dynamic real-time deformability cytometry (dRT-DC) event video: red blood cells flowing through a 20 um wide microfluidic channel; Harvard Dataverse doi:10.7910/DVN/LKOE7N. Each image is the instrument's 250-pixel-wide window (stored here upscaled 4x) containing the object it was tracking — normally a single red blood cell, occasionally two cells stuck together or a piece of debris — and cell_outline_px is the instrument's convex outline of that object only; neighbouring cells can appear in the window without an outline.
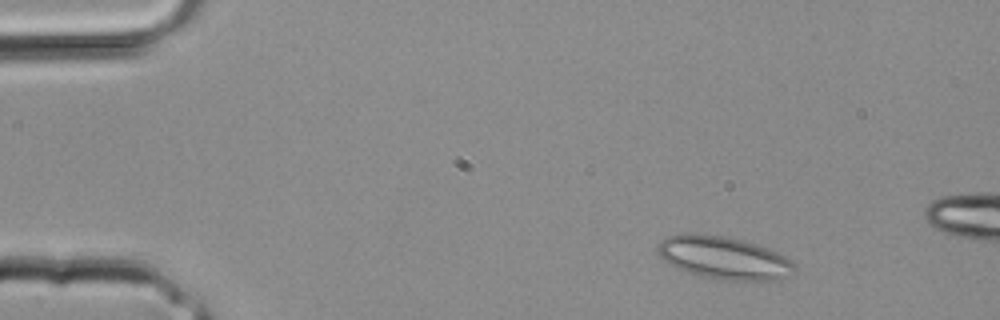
{"species": "common noctule bat (a hibernating species)", "species_latin": "Nyctalus noctula", "temperature_condition": "room temperature", "stored_images_in_passage": 9, "camera_frame_rate_fps": 3000, "um_per_image_px": 0.085, "animal": {"sex": "male", "body_mass_g": 20.4}, "frame": {"image": 1, "passage_image": 3, "time_ms": 0.667, "image_size_px": [1000, 320], "cell_outline_px": [[796, 268], [780, 280], [720, 280], [688, 272], [676, 268], [664, 260], [656, 252], [656, 244], [660, 240], [668, 236], [684, 232], [688, 232], [724, 236], [744, 240], [768, 248], [792, 260], [796, 264]], "centroid_in_image_um": [61.48, 21.89], "position_along_channel_um": 23.5, "area_um2": 34.28}}